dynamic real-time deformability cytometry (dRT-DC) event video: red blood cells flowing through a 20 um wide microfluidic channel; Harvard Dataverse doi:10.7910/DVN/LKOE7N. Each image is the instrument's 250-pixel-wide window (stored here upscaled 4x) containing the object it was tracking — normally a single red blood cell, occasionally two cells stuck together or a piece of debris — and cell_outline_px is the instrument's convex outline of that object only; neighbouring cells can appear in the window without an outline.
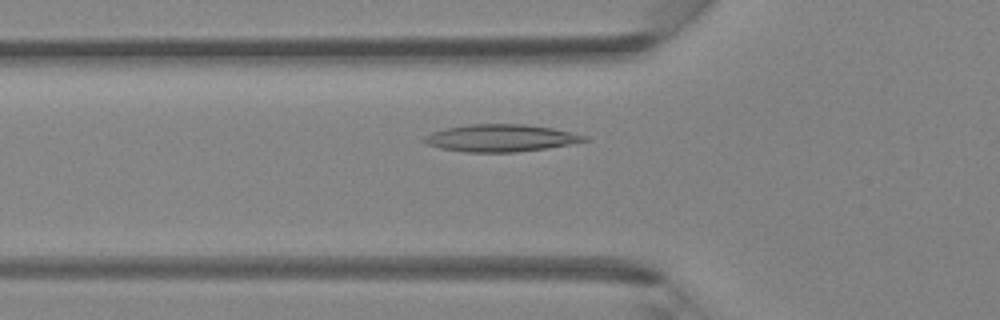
{"species": "Egyptian fruit bat (a non-hibernating species)", "species_latin": "Rousettus aegyptiacus", "temperature_condition": "room temperature", "stored_images_in_passage": 44, "camera_frame_rate_fps": 3000, "um_per_image_px": 0.085, "animal": {"sex": "female"}, "frame": {"image": 1, "passage_image": 15, "time_ms": 4.667, "image_size_px": [1000, 320], "cell_outline_px": [[588, 140], [548, 148], [516, 152], [464, 152], [440, 148], [428, 144], [420, 140], [424, 136], [432, 132], [444, 128], [468, 124], [524, 124], [552, 128], [572, 132], [588, 136]], "centroid_in_image_um": [42.53, 11.73], "position_along_channel_um": 83.3, "area_um2": 25.49}}
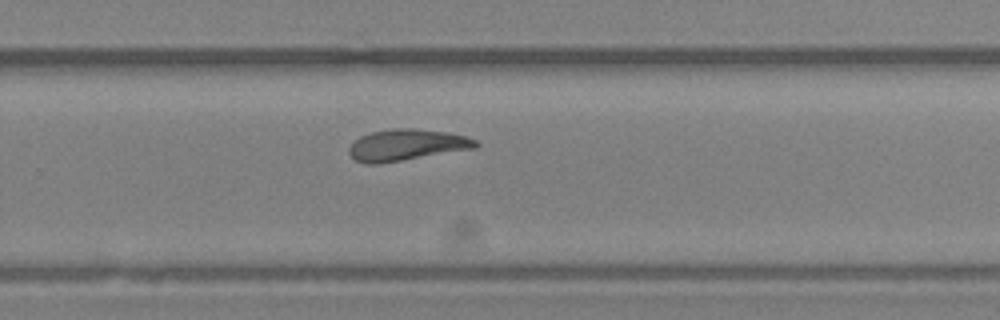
{"frame": {"image": 2, "passage_image": 29, "time_ms": 9.333, "image_size_px": [1000, 320], "cell_outline_px": [[480, 144], [476, 148], [380, 164], [364, 164], [356, 160], [348, 152], [348, 148], [360, 136], [372, 132], [392, 128], [416, 128], [448, 132], [464, 136], [476, 140]], "centroid_in_image_um": [34.57, 12.32], "position_along_channel_um": 295.2, "area_um2": 23.24}}
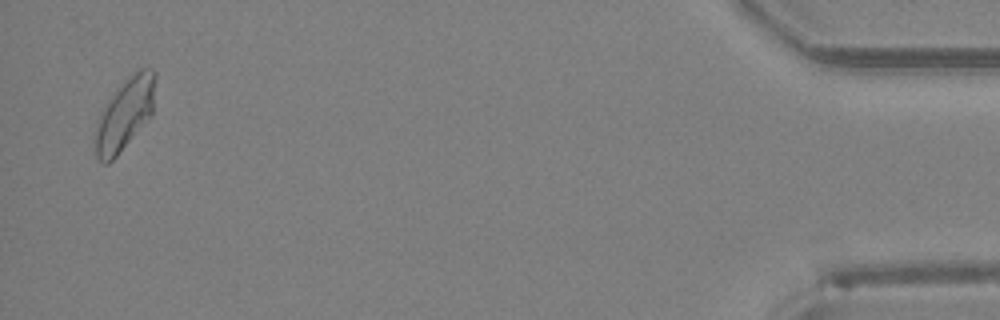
{"frame": {"image": 3, "passage_image": 43, "time_ms": 14.0, "image_size_px": [1000, 320], "cell_outline_px": [[156, 76], [152, 116], [116, 156], [108, 164], [104, 164], [96, 156], [92, 140], [96, 124], [104, 104], [116, 88], [124, 80], [140, 68], [152, 68], [156, 72]], "centroid_in_image_um": [10.58, 9.7], "position_along_channel_um": 424.6, "area_um2": 25.61}}